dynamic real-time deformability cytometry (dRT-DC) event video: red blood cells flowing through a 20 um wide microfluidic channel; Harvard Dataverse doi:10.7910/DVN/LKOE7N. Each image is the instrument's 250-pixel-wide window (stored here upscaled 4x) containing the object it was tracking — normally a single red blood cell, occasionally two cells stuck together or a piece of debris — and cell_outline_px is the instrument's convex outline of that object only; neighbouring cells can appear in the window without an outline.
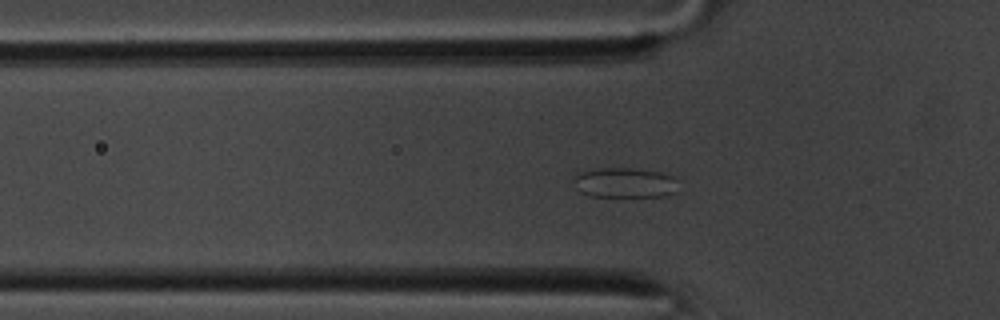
{"species": "common noctule bat (a hibernating species)", "species_latin": "Nyctalus noctula", "temperature_condition": "room temperature", "stored_images_in_passage": 49, "camera_frame_rate_fps": 3000, "um_per_image_px": 0.085, "animal": {"sex": "male", "body_mass_g": 20.1, "forearm_length_mm": 53.5}, "frame": {"image": 1, "passage_image": 17, "time_ms": 5.333, "image_size_px": [1000, 320], "cell_outline_px": [[676, 192], [668, 196], [592, 196], [580, 192], [572, 180], [580, 172], [596, 168], [632, 168], [660, 172], [672, 176], [676, 180]], "centroid_in_image_um": [53.1, 15.53], "position_along_channel_um": 72.7, "area_um2": 18.26}}
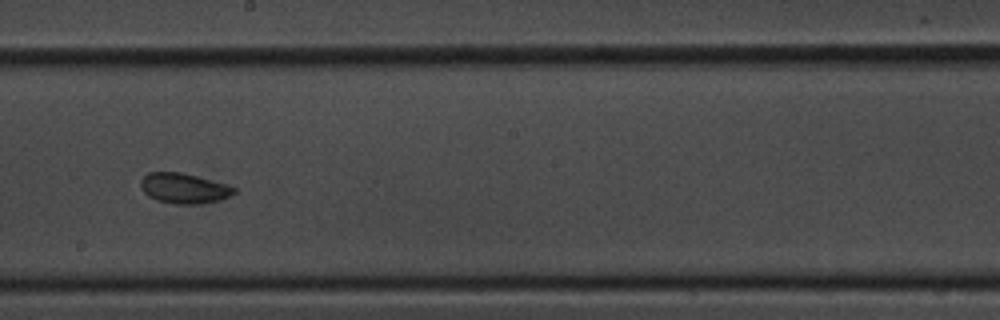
{"frame": {"image": 2, "passage_image": 30, "time_ms": 9.667, "image_size_px": [1000, 320], "cell_outline_px": [[236, 192], [220, 200], [200, 204], [172, 204], [156, 200], [148, 196], [140, 188], [140, 180], [148, 172], [180, 172], [196, 176], [224, 184], [236, 188]], "centroid_in_image_um": [15.58, 16.01], "position_along_channel_um": 232.6, "area_um2": 16.42}}
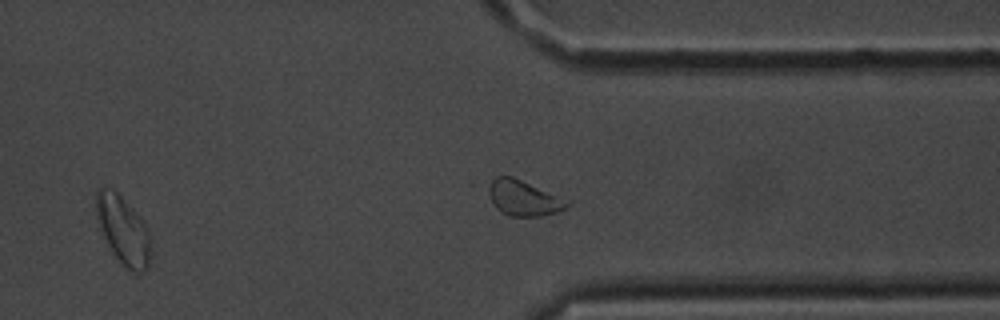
{"frame": {"image": 3, "passage_image": 41, "time_ms": 13.333, "image_size_px": [1000, 320], "cell_outline_px": [[148, 268], [144, 272], [132, 272], [116, 256], [108, 244], [100, 228], [96, 216], [96, 192], [100, 188], [104, 188], [116, 192], [132, 208], [148, 228]], "centroid_in_image_um": [10.44, 19.55], "position_along_channel_um": 401.0, "area_um2": 20.69}, "authors_computed_cell_mechanics": {"area_um2": 18.9006, "velocity_mm_per_s": 3.6787, "shape_relaxation_time_tau1_ms": null, "shape_relaxation_time_tau2_ms": 1.604, "deformation_change_tau1": null, "deformation_change_tau2": 0.0592}}